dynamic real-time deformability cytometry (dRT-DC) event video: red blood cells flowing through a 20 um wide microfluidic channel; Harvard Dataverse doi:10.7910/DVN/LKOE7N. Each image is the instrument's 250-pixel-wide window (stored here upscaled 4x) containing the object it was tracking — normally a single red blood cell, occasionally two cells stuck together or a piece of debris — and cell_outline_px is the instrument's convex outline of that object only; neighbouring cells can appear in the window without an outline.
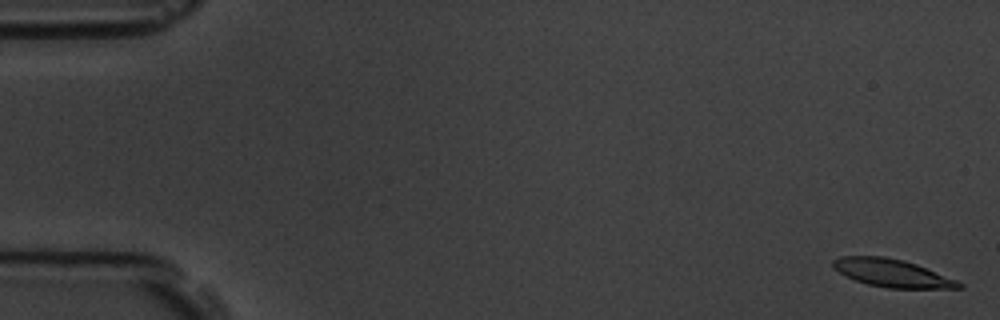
{"species": "common noctule bat (a hibernating species)", "species_latin": "Nyctalus noctula", "temperature_condition": "room temperature", "stored_images_in_passage": 6, "camera_frame_rate_fps": 3000, "um_per_image_px": 0.085, "animal": {"sex": "male", "body_mass_g": 19.5, "forearm_length_mm": 54.6}, "frame": {"image": 1, "passage_image": 1, "time_ms": 0.0, "image_size_px": [1000, 320], "cell_outline_px": [[964, 288], [888, 288], [868, 284], [856, 280], [840, 272], [832, 264], [832, 260], [840, 256], [884, 256], [904, 260], [916, 264], [956, 280], [964, 284]], "centroid_in_image_um": [75.84, 23.2], "position_along_channel_um": 9.2, "area_um2": 20.11}}
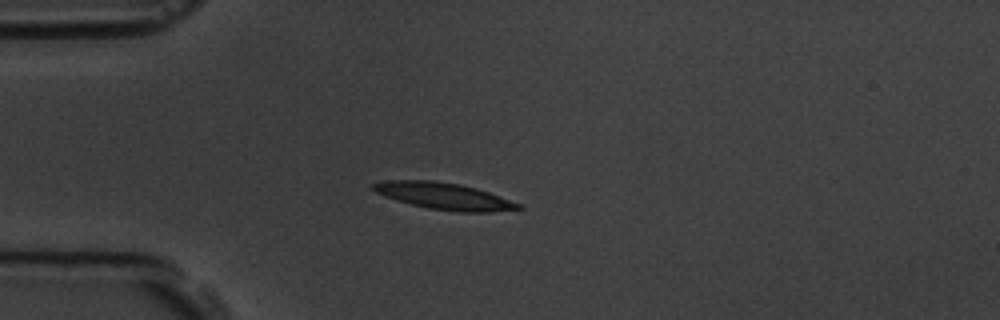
{"frame": {"image": 2, "passage_image": 5, "time_ms": 4.667, "image_size_px": [1000, 320], "cell_outline_px": [[524, 208], [492, 212], [460, 212], [428, 208], [396, 200], [384, 196], [376, 192], [372, 188], [372, 184], [384, 180], [432, 180], [460, 184], [476, 188], [488, 192], [520, 204]], "centroid_in_image_um": [37.72, 16.66], "position_along_channel_um": 47.3, "area_um2": 22.43}}